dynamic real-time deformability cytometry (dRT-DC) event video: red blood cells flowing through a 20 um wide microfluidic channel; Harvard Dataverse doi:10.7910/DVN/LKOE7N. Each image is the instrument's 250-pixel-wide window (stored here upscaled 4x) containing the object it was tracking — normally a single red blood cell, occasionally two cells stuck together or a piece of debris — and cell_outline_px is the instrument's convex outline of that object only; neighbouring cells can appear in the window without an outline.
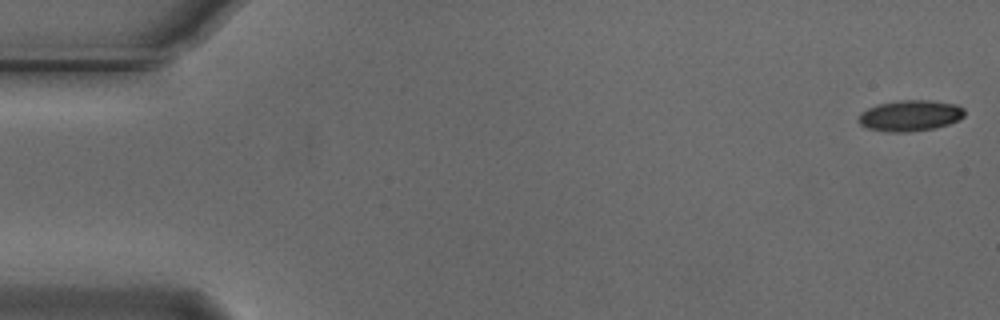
{"species": "Egyptian fruit bat (a non-hibernating species)", "species_latin": "Rousettus aegyptiacus", "temperature_condition": "cold", "stored_images_in_passage": 55, "camera_frame_rate_fps": 3000, "um_per_image_px": 0.085, "animal": {"sex": "male"}, "frame": {"image": 1, "passage_image": 1, "time_ms": 0.0, "image_size_px": [1000, 320], "cell_outline_px": [[964, 116], [960, 120], [936, 128], [908, 132], [888, 132], [868, 128], [860, 124], [856, 120], [860, 112], [876, 104], [900, 100], [928, 100], [956, 104], [964, 108]], "centroid_in_image_um": [77.35, 9.83], "position_along_channel_um": 7.7, "area_um2": 19.36}}
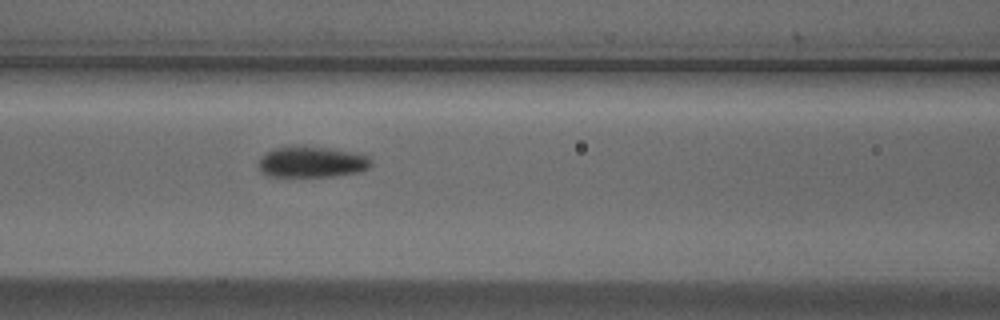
{"frame": {"image": 2, "passage_image": 23, "time_ms": 7.333, "image_size_px": [1000, 320], "cell_outline_px": [[372, 164], [368, 168], [360, 172], [332, 176], [272, 176], [264, 172], [256, 164], [260, 156], [272, 148], [292, 144], [304, 144], [332, 148], [356, 152], [368, 156]], "centroid_in_image_um": [26.48, 13.71], "position_along_channel_um": 140.1, "area_um2": 20.98}}
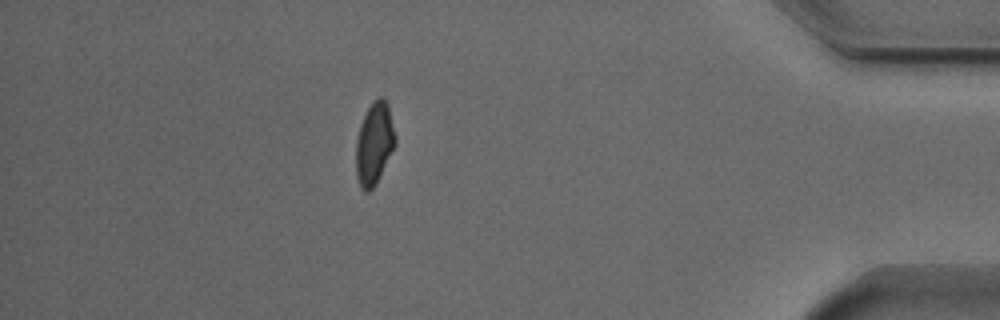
{"frame": {"image": 3, "passage_image": 48, "time_ms": 15.667, "image_size_px": [1000, 320], "cell_outline_px": [[396, 144], [376, 184], [368, 192], [364, 192], [360, 188], [356, 176], [356, 140], [360, 124], [372, 100], [380, 96], [384, 96], [388, 104], [396, 136]], "centroid_in_image_um": [31.81, 12.19], "position_along_channel_um": 403.4, "area_um2": 19.07}, "authors_computed_cell_mechanics": {"area_um2": 19.5364, "velocity_mm_per_s": 3.7335, "shape_relaxation_time_tau1_ms": 3.0242, "shape_relaxation_time_tau2_ms": 2.983, "deformation_change_tau1": 0.0955, "deformation_change_tau2": 0.0605}}